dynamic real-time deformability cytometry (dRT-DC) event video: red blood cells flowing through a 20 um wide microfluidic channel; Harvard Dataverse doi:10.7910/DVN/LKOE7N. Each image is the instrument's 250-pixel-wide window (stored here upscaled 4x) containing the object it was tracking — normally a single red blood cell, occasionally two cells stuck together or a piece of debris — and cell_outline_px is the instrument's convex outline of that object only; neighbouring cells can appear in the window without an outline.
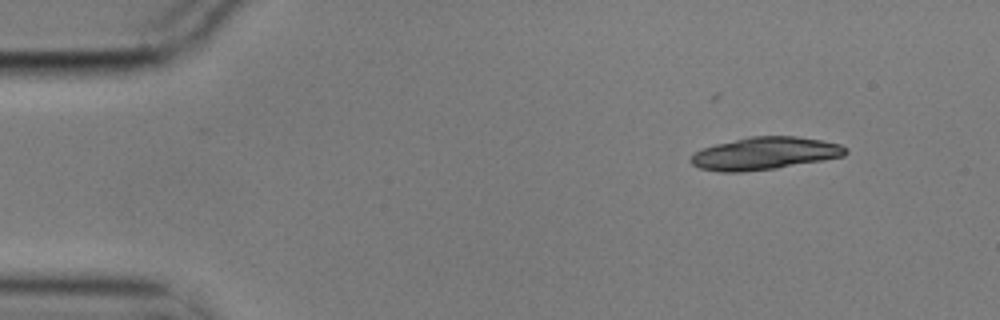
{"species": "common noctule bat (a hibernating species)", "species_latin": "Nyctalus noctula", "temperature_condition": "cold", "stored_images_in_passage": 4, "camera_frame_rate_fps": 3000, "um_per_image_px": 0.085, "animal": {"sex": "male", "body_mass_g": 17.9}, "frame": {"image": 1, "passage_image": 1, "time_ms": 0.0, "image_size_px": [1000, 320], "cell_outline_px": [[848, 152], [844, 156], [824, 160], [776, 168], [740, 172], [720, 172], [700, 168], [692, 164], [692, 156], [696, 152], [704, 148], [716, 144], [752, 136], [796, 136], [820, 140], [840, 144], [848, 148]], "centroid_in_image_um": [65.05, 13.04], "position_along_channel_um": 19.9, "area_um2": 29.07}}